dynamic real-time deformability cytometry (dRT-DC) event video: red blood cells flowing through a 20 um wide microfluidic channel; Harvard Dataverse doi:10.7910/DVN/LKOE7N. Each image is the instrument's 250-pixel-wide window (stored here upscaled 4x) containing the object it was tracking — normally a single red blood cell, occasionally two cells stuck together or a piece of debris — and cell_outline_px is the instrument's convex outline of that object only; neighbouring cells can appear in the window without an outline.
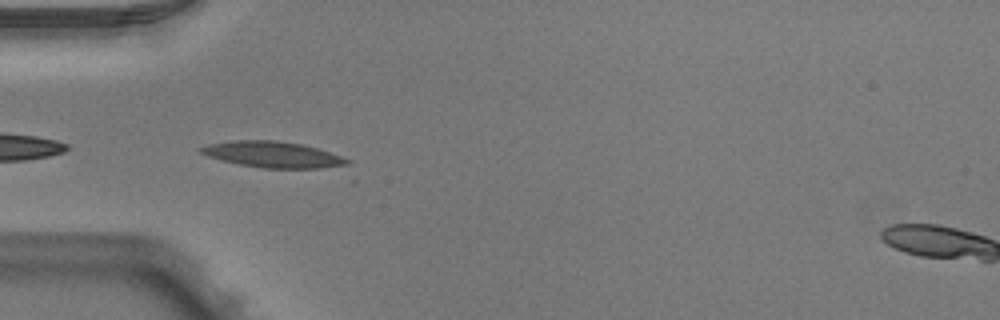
{"species": "Egyptian fruit bat (a non-hibernating species)", "species_latin": "Rousettus aegyptiacus", "temperature_condition": "warm", "stored_images_in_passage": 32, "camera_frame_rate_fps": 3000, "um_per_image_px": 0.085, "animal": {"sex": "male"}, "frame": {"image": 1, "passage_image": 2, "time_ms": 0.333, "image_size_px": [1000, 320], "cell_outline_px": [[352, 164], [348, 168], [264, 168], [240, 164], [208, 156], [200, 152], [200, 148], [208, 144], [232, 140], [276, 140], [300, 144], [316, 148], [352, 160]], "centroid_in_image_um": [23.31, 13.15], "position_along_channel_um": 61.7, "area_um2": 22.31}}
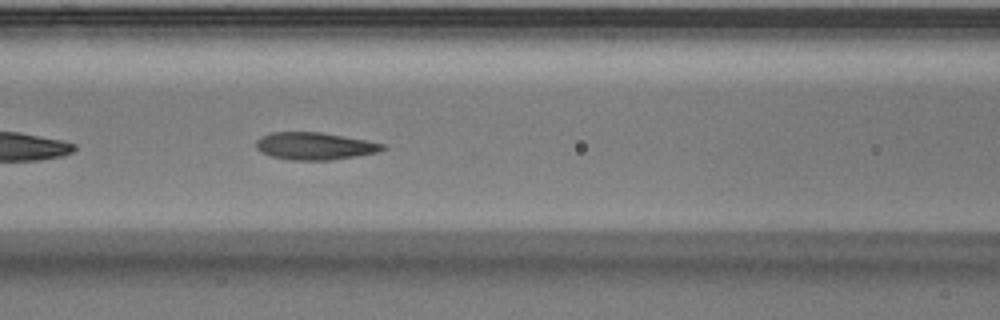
{"frame": {"image": 2, "passage_image": 8, "time_ms": 2.333, "image_size_px": [1000, 320], "cell_outline_px": [[388, 148], [376, 152], [356, 156], [332, 160], [292, 160], [272, 156], [260, 152], [256, 148], [256, 140], [260, 136], [272, 132], [320, 132], [364, 140], [384, 144]], "centroid_in_image_um": [26.71, 12.41], "position_along_channel_um": 139.9, "area_um2": 20.06}}
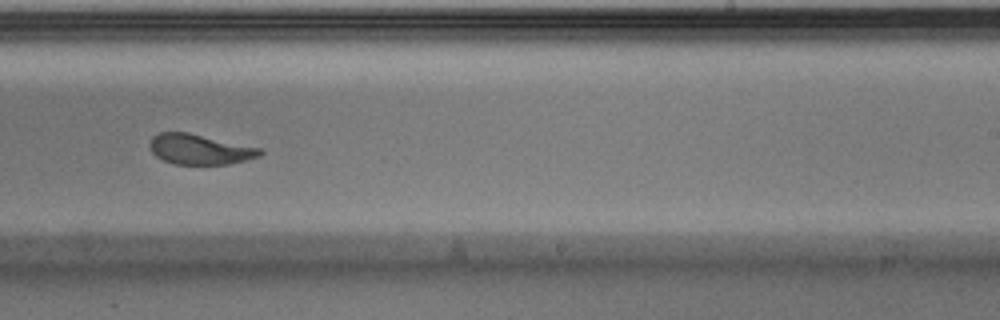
{"frame": {"image": 3, "passage_image": 18, "time_ms": 5.667, "image_size_px": [1000, 320], "cell_outline_px": [[264, 152], [260, 156], [248, 160], [228, 164], [172, 164], [156, 156], [152, 152], [148, 144], [152, 136], [160, 132], [188, 132], [260, 148]], "centroid_in_image_um": [16.96, 12.69], "position_along_channel_um": 272.0, "area_um2": 19.48}, "authors_computed_cell_mechanics": {"area_um2": 20.5479, "velocity_mm_per_s": 3.9749, "shape_relaxation_time_tau1_ms": 4.164, "shape_relaxation_time_tau2_ms": 1.2007, "deformation_change_tau1": 0.1892, "deformation_change_tau2": 0.0904}}